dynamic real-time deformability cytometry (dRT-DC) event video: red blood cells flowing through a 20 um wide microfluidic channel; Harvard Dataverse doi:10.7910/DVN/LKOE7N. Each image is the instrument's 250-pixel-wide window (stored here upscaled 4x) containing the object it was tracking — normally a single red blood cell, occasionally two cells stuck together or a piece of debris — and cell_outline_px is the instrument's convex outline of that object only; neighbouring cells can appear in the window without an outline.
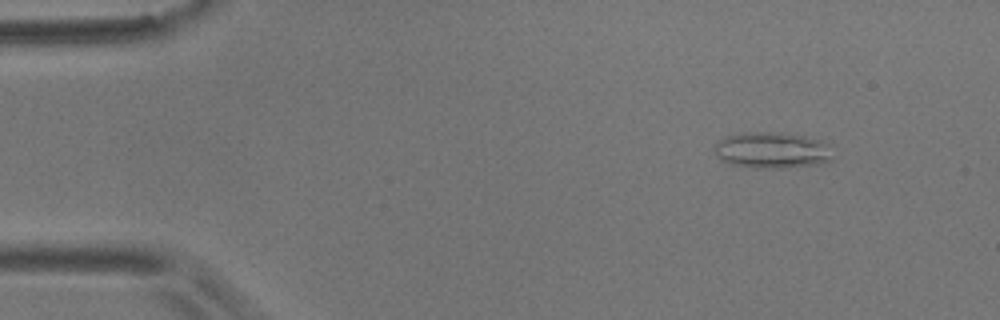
{"species": "common noctule bat (a hibernating species)", "species_latin": "Nyctalus noctula", "temperature_condition": "room temperature", "stored_images_in_passage": 5, "camera_frame_rate_fps": 3000, "um_per_image_px": 0.085, "animal": {"sex": "male", "body_mass_g": 17.9}, "frame": {"image": 1, "passage_image": 2, "time_ms": 0.333, "image_size_px": [1000, 320], "cell_outline_px": [[832, 160], [820, 164], [780, 168], [756, 168], [732, 164], [720, 160], [716, 156], [716, 144], [720, 140], [728, 136], [740, 132], [780, 132], [804, 136], [820, 140], [828, 144], [832, 156]], "centroid_in_image_um": [65.64, 12.77], "position_along_channel_um": 19.4, "area_um2": 24.97}}
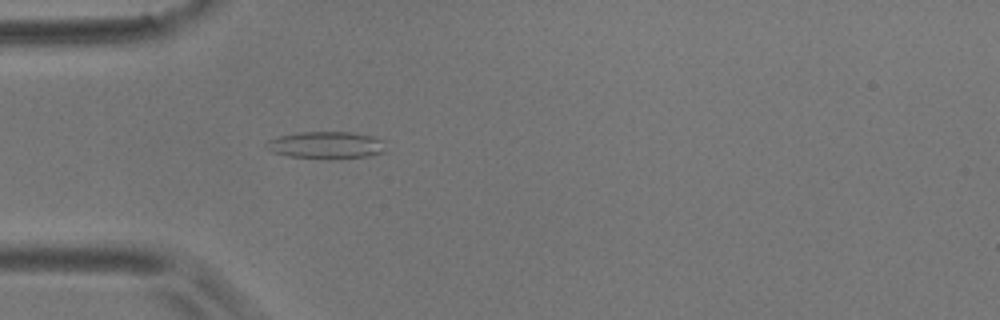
{"frame": {"image": 2, "passage_image": 5, "time_ms": 1.333, "image_size_px": [1000, 320], "cell_outline_px": [[384, 152], [372, 156], [328, 160], [324, 160], [288, 156], [272, 152], [264, 148], [264, 144], [268, 140], [280, 136], [300, 132], [352, 132], [372, 136], [384, 140]], "centroid_in_image_um": [27.72, 12.36], "position_along_channel_um": 57.3, "area_um2": 19.42}}